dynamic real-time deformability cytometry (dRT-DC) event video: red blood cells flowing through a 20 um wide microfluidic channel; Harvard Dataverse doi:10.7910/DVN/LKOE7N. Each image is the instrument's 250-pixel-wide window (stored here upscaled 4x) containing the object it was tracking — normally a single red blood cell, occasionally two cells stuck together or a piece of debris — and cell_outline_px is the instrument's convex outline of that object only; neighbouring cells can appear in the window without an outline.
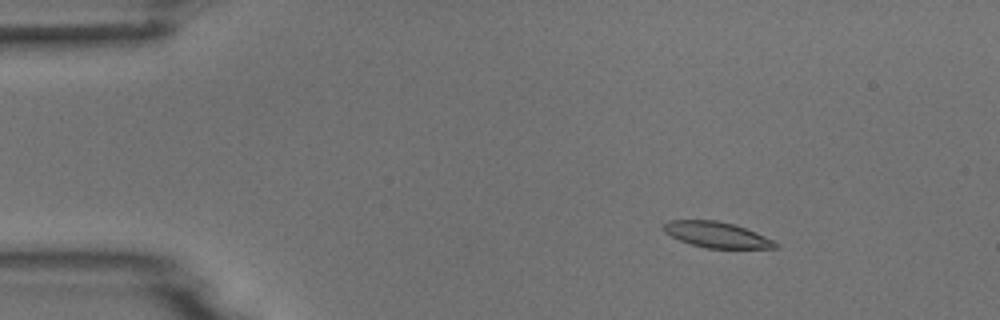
{"species": "common noctule bat (a hibernating species)", "species_latin": "Nyctalus noctula", "temperature_condition": "room temperature", "stored_images_in_passage": 5, "camera_frame_rate_fps": 3000, "um_per_image_px": 0.085, "animal": {"sex": "male", "body_mass_g": 18.8}, "frame": {"image": 1, "passage_image": 3, "time_ms": 2.333, "image_size_px": [1000, 320], "cell_outline_px": [[780, 248], [708, 248], [692, 244], [680, 240], [664, 232], [664, 224], [668, 220], [716, 220], [736, 224], [764, 236], [780, 244]], "centroid_in_image_um": [60.95, 19.95], "position_along_channel_um": 24.1, "area_um2": 16.65}}